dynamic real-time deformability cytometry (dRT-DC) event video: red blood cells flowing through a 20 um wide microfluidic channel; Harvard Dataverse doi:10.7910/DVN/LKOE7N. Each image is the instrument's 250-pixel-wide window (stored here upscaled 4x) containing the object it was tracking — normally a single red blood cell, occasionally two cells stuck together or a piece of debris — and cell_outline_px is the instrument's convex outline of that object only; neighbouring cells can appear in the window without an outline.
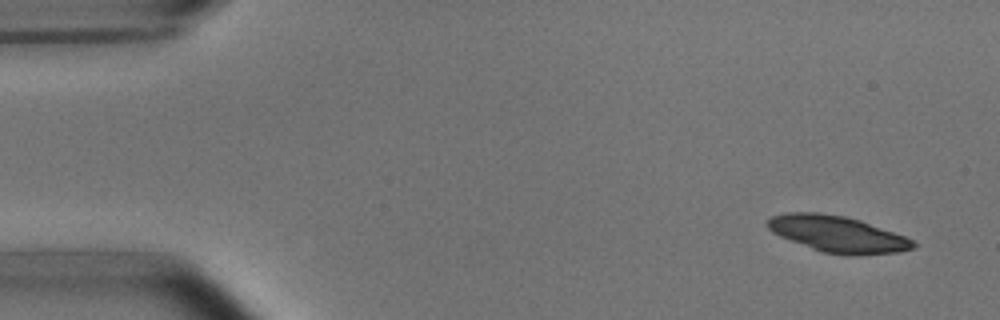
{"species": "common noctule bat (a hibernating species)", "species_latin": "Nyctalus noctula", "temperature_condition": "room temperature", "stored_images_in_passage": 4, "camera_frame_rate_fps": 3000, "um_per_image_px": 0.085, "animal": {"sex": "male", "body_mass_g": 15.6}, "frame": {"image": 1, "passage_image": 1, "time_ms": 0.0, "image_size_px": [1000, 320], "cell_outline_px": [[916, 248], [900, 252], [860, 256], [844, 256], [824, 252], [812, 248], [780, 236], [772, 232], [764, 224], [772, 216], [784, 212], [820, 212], [844, 216], [860, 220], [904, 236], [912, 240], [916, 244]], "centroid_in_image_um": [71.2, 19.9], "position_along_channel_um": 13.8, "area_um2": 30.98}}